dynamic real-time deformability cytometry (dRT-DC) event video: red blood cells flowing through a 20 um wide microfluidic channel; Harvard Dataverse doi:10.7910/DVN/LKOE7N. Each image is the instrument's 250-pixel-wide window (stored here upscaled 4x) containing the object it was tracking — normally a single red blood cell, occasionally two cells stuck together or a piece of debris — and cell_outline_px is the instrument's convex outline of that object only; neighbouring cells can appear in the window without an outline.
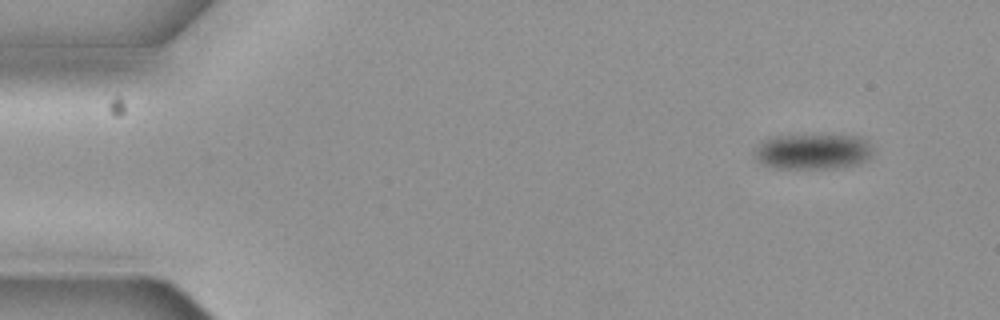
{"species": "common noctule bat (a hibernating species)", "species_latin": "Nyctalus noctula", "temperature_condition": "cold", "stored_images_in_passage": 7, "camera_frame_rate_fps": 3000, "um_per_image_px": 0.085, "animal": {"sex": "female", "body_mass_g": 19.3, "forearm_length_mm": 54.1}, "frame": {"image": 1, "passage_image": 1, "time_ms": 0.0, "image_size_px": [1000, 320], "cell_outline_px": [[876, 148], [872, 156], [868, 160], [860, 164], [832, 168], [776, 168], [764, 164], [756, 160], [752, 152], [768, 136], [864, 136]], "centroid_in_image_um": [69.17, 12.88], "position_along_channel_um": 15.8, "area_um2": 24.85}}
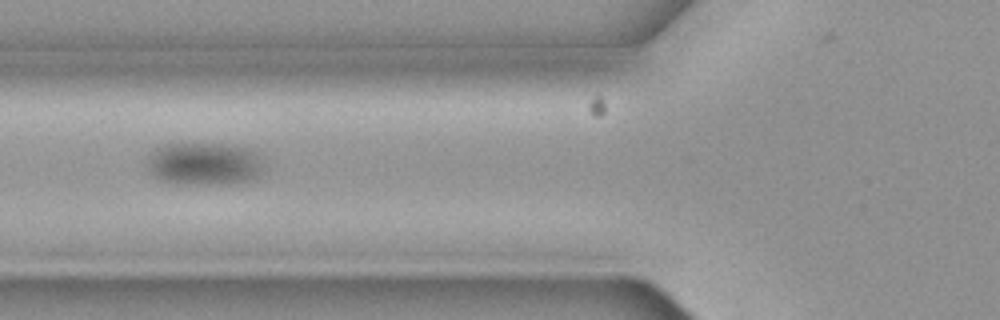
{"frame": {"image": 2, "passage_image": 6, "time_ms": 1.667, "image_size_px": [1000, 320], "cell_outline_px": [[260, 168], [256, 176], [248, 180], [220, 184], [176, 184], [160, 180], [148, 168], [148, 160], [152, 152], [156, 148], [164, 144], [224, 144], [248, 148], [256, 152], [260, 160]], "centroid_in_image_um": [17.31, 13.92], "position_along_channel_um": 108.5, "area_um2": 28.5}}
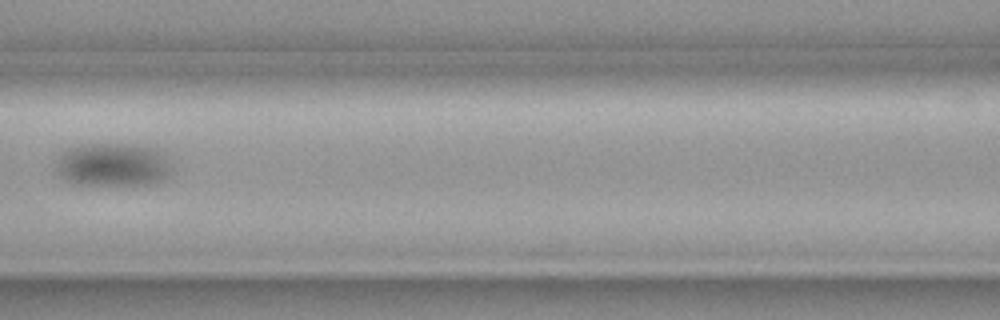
{"frame": {"image": 3, "passage_image": 7, "time_ms": 2.0, "image_size_px": [1000, 320], "cell_outline_px": [[172, 176], [156, 184], [80, 184], [64, 180], [60, 176], [56, 168], [56, 164], [60, 152], [68, 148], [80, 144], [132, 144], [152, 148], [164, 156], [172, 168]], "centroid_in_image_um": [9.59, 14.0], "position_along_channel_um": 157.0, "area_um2": 29.36}}